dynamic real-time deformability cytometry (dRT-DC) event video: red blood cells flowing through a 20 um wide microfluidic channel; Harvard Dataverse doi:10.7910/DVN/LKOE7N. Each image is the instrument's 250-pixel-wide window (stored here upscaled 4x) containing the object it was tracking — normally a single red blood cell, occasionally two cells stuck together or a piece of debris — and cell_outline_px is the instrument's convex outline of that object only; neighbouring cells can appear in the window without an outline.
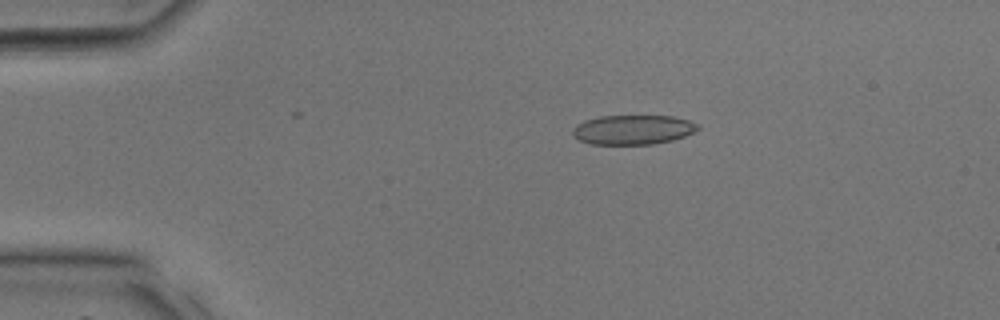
{"species": "common noctule bat (a hibernating species)", "species_latin": "Nyctalus noctula", "temperature_condition": "room temperature", "stored_images_in_passage": 35, "camera_frame_rate_fps": 3000, "um_per_image_px": 0.085, "animal": {"sex": "male", "body_mass_g": 17.9, "forearm_length_mm": 54.2}, "frame": {"image": 1, "passage_image": 6, "time_ms": 1.667, "image_size_px": [1000, 320], "cell_outline_px": [[700, 128], [684, 136], [672, 140], [652, 144], [592, 144], [580, 140], [572, 136], [572, 128], [576, 124], [584, 120], [600, 116], [672, 116], [688, 120], [700, 124]], "centroid_in_image_um": [53.77, 11.02], "position_along_channel_um": 31.2, "area_um2": 21.56}}
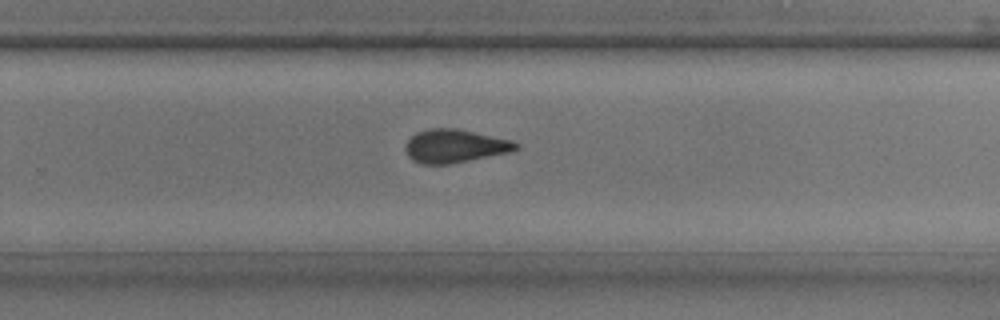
{"frame": {"image": 2, "passage_image": 23, "time_ms": 7.333, "image_size_px": [1000, 320], "cell_outline_px": [[520, 148], [512, 152], [448, 164], [420, 164], [412, 160], [408, 156], [404, 148], [404, 144], [416, 132], [428, 128], [456, 128], [512, 140], [520, 144]], "centroid_in_image_um": [38.66, 12.41], "position_along_channel_um": 291.1, "area_um2": 21.68}}
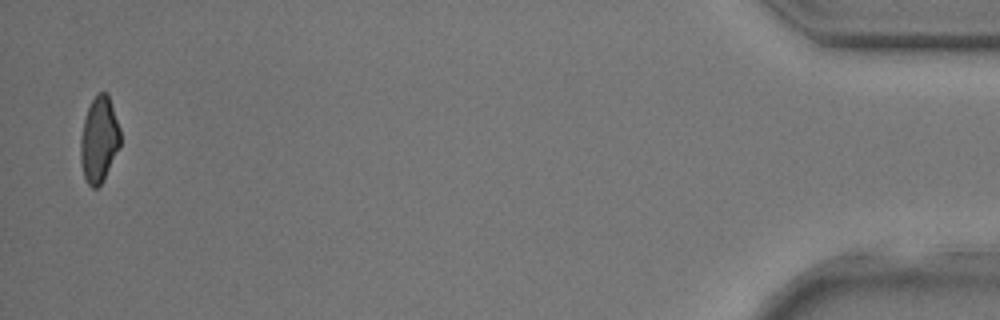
{"frame": {"image": 3, "passage_image": 35, "time_ms": 11.333, "image_size_px": [1000, 320], "cell_outline_px": [[120, 144], [104, 180], [96, 188], [92, 188], [88, 184], [84, 176], [80, 160], [80, 140], [84, 120], [88, 108], [92, 100], [100, 92], [104, 92], [108, 96], [120, 128]], "centroid_in_image_um": [8.41, 11.9], "position_along_channel_um": 426.8, "area_um2": 19.54}}